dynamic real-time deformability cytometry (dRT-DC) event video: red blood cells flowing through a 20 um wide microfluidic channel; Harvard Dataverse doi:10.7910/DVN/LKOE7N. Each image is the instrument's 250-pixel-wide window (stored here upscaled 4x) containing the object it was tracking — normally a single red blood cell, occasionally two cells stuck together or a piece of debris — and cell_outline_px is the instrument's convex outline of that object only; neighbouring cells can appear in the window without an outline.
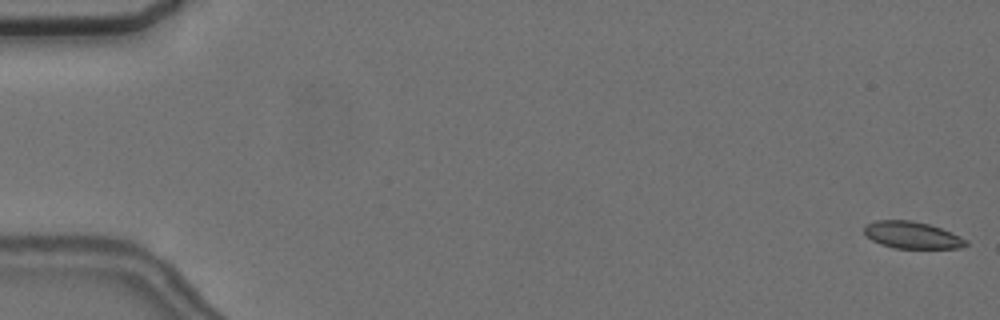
{"species": "common noctule bat (a hibernating species)", "species_latin": "Nyctalus noctula", "temperature_condition": "cold", "stored_images_in_passage": 4, "camera_frame_rate_fps": 3000, "um_per_image_px": 0.085, "animal": {"sex": "female", "body_mass_g": 24.6, "forearm_length_mm": 56.2}, "frame": {"image": 1, "passage_image": 1, "time_ms": 0.0, "image_size_px": [1000, 320], "cell_outline_px": [[968, 244], [964, 248], [896, 248], [880, 244], [872, 240], [864, 232], [864, 228], [868, 224], [876, 220], [912, 220], [928, 224], [940, 228], [960, 236], [968, 240]], "centroid_in_image_um": [77.56, 19.98], "position_along_channel_um": 7.4, "area_um2": 15.9}}